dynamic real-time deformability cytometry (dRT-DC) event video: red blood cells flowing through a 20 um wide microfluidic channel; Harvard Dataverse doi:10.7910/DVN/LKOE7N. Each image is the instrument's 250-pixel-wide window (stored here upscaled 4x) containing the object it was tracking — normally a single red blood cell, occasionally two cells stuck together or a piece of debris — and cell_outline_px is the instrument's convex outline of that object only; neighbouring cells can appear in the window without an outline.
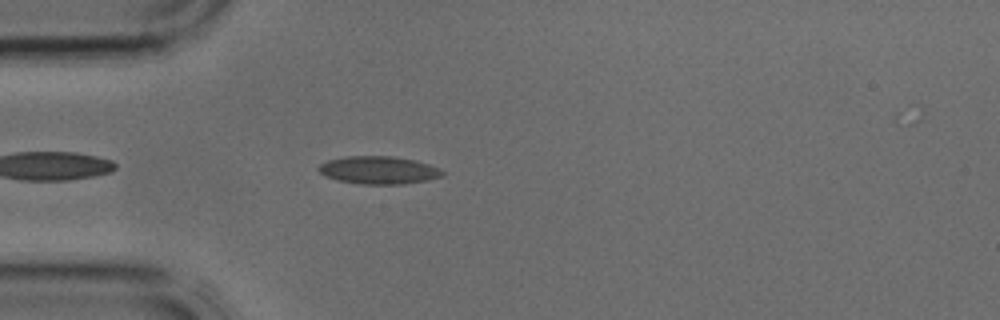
{"species": "common noctule bat (a hibernating species)", "species_latin": "Nyctalus noctula", "temperature_condition": "cold", "stored_images_in_passage": 3, "camera_frame_rate_fps": 3000, "um_per_image_px": 0.085, "animal": {"sex": "male", "body_mass_g": 17.9, "forearm_length_mm": 54.2}, "frame": {"image": 1, "passage_image": 3, "time_ms": 0.667, "image_size_px": [1000, 320], "cell_outline_px": [[444, 176], [428, 180], [404, 184], [360, 184], [336, 180], [324, 176], [316, 168], [320, 164], [328, 160], [344, 156], [392, 156], [416, 160], [440, 168], [444, 172]], "centroid_in_image_um": [32.18, 14.46], "position_along_channel_um": 52.8, "area_um2": 20.29}}